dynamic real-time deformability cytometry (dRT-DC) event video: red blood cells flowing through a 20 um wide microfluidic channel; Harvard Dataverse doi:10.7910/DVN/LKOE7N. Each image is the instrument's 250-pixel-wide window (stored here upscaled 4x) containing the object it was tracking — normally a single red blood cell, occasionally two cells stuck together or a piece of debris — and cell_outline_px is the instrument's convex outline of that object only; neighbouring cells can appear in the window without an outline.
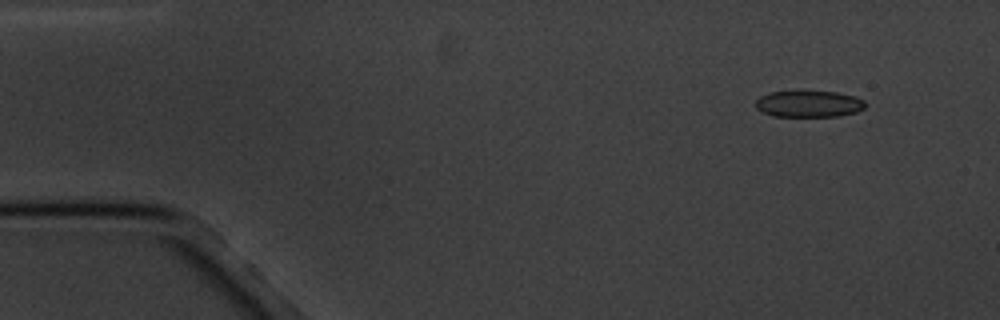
{"species": "common noctule bat (a hibernating species)", "species_latin": "Nyctalus noctula", "temperature_condition": "cold", "stored_images_in_passage": 6, "camera_frame_rate_fps": 3000, "um_per_image_px": 0.085, "animal": {"sex": "male", "body_mass_g": 20.1, "forearm_length_mm": 53.5}, "frame": {"image": 1, "passage_image": 2, "time_ms": 1.333, "image_size_px": [1000, 320], "cell_outline_px": [[868, 104], [864, 108], [856, 112], [840, 116], [772, 116], [756, 108], [756, 100], [760, 96], [768, 92], [796, 88], [800, 88], [836, 92], [856, 96], [864, 100]], "centroid_in_image_um": [68.75, 8.77], "position_along_channel_um": 16.3, "area_um2": 17.92}}